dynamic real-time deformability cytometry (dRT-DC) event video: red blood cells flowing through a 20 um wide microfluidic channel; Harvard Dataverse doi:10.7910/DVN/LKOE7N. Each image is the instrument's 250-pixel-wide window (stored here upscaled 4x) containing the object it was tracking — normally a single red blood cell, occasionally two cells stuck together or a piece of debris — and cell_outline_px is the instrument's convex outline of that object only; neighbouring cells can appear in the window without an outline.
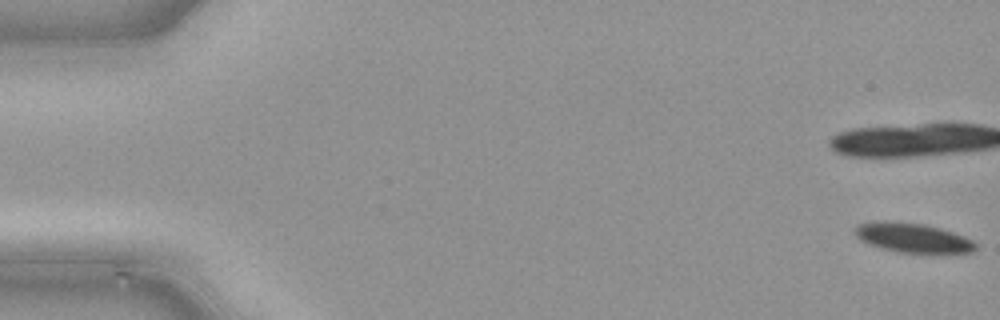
{"species": "common noctule bat (a hibernating species)", "species_latin": "Nyctalus noctula", "temperature_condition": "cold", "stored_images_in_passage": 20, "camera_frame_rate_fps": 3000, "um_per_image_px": 0.085, "animal": {"sex": "male", "body_mass_g": 21.5, "forearm_length_mm": 52.0}, "frame": {"image": 1, "passage_image": 1, "time_ms": 0.0, "image_size_px": [1000, 320], "cell_outline_px": [[976, 248], [972, 252], [896, 252], [880, 248], [868, 244], [860, 240], [856, 236], [856, 228], [860, 224], [920, 224], [952, 232], [972, 240], [976, 244]], "centroid_in_image_um": [77.63, 20.27], "position_along_channel_um": 7.4, "area_um2": 19.25}}